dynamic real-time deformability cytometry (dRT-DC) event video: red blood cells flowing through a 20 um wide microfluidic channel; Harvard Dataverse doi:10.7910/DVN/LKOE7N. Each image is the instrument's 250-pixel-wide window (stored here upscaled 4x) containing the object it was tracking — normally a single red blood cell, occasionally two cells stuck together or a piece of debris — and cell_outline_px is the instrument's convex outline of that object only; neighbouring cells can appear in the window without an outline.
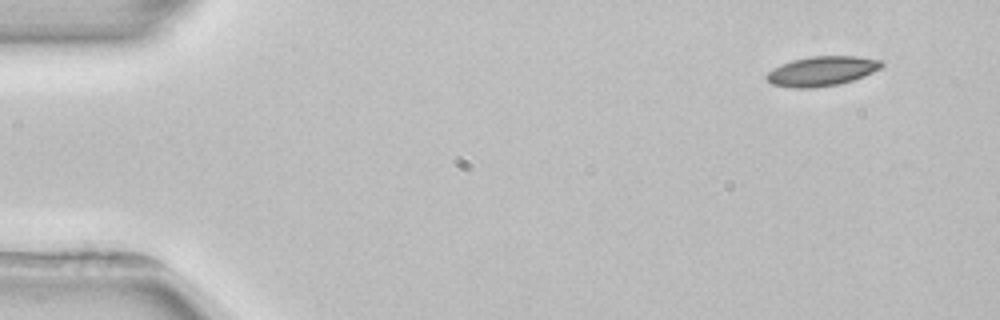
{"species": "common noctule bat (a hibernating species)", "species_latin": "Nyctalus noctula", "temperature_condition": "room temperature", "stored_images_in_passage": 5, "camera_frame_rate_fps": 3000, "um_per_image_px": 0.085, "animal": {"sex": "female", "body_mass_g": 22.7, "forearm_length_mm": 54.2}, "frame": {"image": 1, "passage_image": 1, "time_ms": 0.0, "image_size_px": [1000, 320], "cell_outline_px": [[884, 64], [880, 68], [864, 76], [840, 84], [812, 88], [792, 88], [772, 84], [764, 76], [772, 68], [780, 64], [792, 60], [812, 56], [856, 56], [884, 60]], "centroid_in_image_um": [69.85, 6.04], "position_along_channel_um": 15.2, "area_um2": 20.0}}
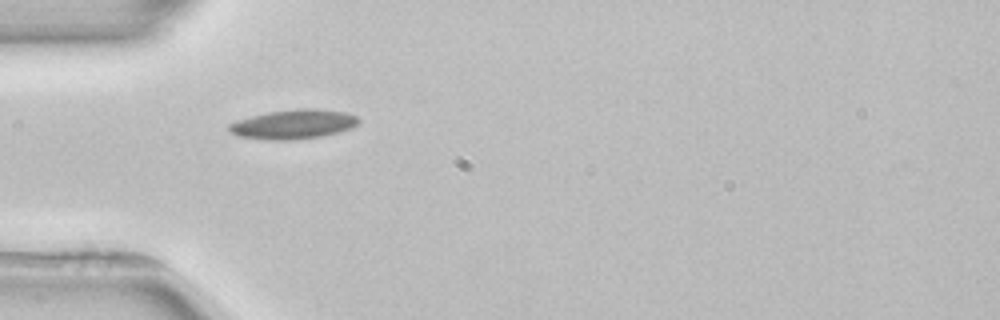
{"frame": {"image": 2, "passage_image": 4, "time_ms": 4.0, "image_size_px": [1000, 320], "cell_outline_px": [[360, 120], [352, 128], [320, 136], [288, 140], [268, 140], [236, 136], [228, 128], [228, 124], [236, 120], [268, 112], [296, 108], [316, 108], [344, 112], [356, 116]], "centroid_in_image_um": [24.91, 10.55], "position_along_channel_um": 60.1, "area_um2": 22.08}}